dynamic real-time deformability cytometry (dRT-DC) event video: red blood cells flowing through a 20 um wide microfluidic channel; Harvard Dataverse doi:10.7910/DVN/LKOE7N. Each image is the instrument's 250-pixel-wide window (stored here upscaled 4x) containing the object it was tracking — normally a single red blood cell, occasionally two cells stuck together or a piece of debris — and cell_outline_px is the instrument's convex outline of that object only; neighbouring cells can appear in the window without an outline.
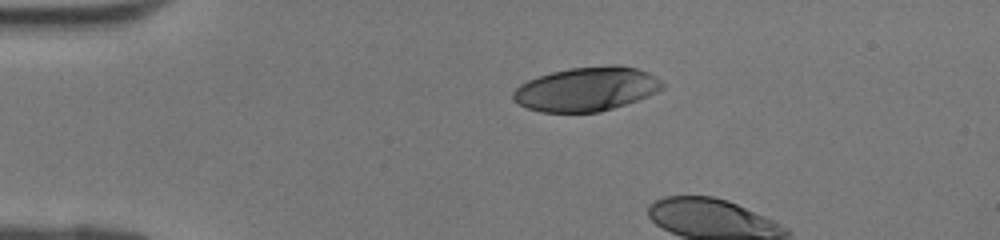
{"species": "human", "species_latin": "Homo sapiens", "temperature_condition": "room temperature", "stored_images_in_passage": 4, "camera_frame_rate_fps": 3000, "um_per_image_px": 0.085, "donor": {"sex": "female"}, "frame": {"image": 1, "passage_image": 1, "time_ms": 0.0, "image_size_px": [1000, 240], "cell_outline_px": [[664, 88], [648, 96], [600, 112], [540, 112], [528, 108], [512, 100], [512, 92], [520, 84], [528, 80], [552, 72], [572, 68], [612, 64], [620, 64], [636, 68], [648, 72], [656, 76], [664, 84]], "centroid_in_image_um": [49.86, 7.56], "position_along_channel_um": 35.1, "area_um2": 38.32}}